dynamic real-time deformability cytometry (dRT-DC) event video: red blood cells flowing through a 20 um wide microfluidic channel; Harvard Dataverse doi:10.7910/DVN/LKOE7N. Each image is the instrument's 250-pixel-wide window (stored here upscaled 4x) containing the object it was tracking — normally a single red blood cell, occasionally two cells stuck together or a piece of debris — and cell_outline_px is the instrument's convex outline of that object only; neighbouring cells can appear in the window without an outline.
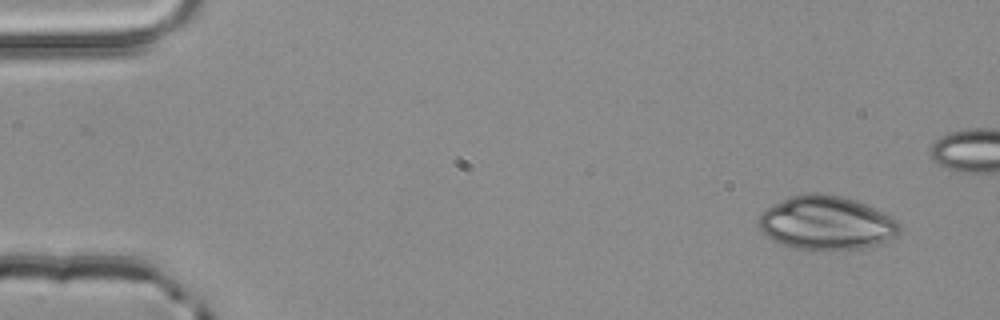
{"species": "common noctule bat (a hibernating species)", "species_latin": "Nyctalus noctula", "temperature_condition": "room temperature", "stored_images_in_passage": 3, "camera_frame_rate_fps": 3000, "um_per_image_px": 0.085, "animal": {"sex": "male", "body_mass_g": 20.4}, "frame": {"image": 1, "passage_image": 1, "time_ms": 0.0, "image_size_px": [1000, 320], "cell_outline_px": [[900, 232], [896, 236], [876, 244], [864, 248], [796, 248], [784, 244], [768, 236], [756, 224], [756, 220], [768, 208], [792, 196], [808, 192], [820, 192], [844, 196], [856, 200], [884, 212], [896, 220], [900, 224]], "centroid_in_image_um": [70.28, 18.91], "position_along_channel_um": 14.7, "area_um2": 43.35}}